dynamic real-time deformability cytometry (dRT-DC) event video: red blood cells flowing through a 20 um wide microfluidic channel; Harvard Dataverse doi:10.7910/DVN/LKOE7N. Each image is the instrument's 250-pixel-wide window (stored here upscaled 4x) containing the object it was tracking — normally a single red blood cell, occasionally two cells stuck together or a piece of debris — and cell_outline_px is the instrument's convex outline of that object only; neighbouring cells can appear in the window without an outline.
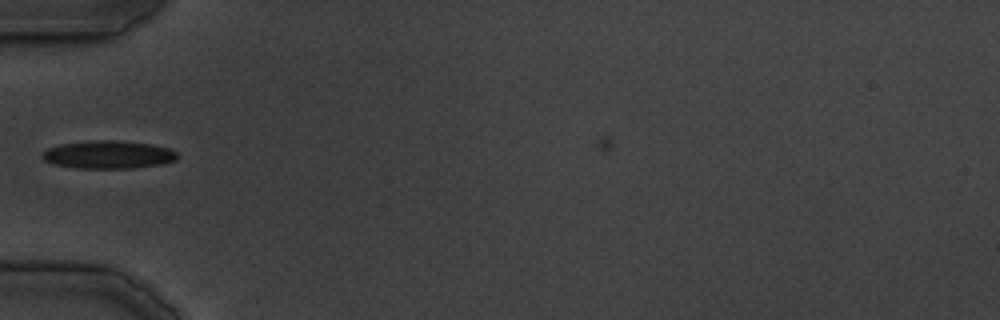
{"species": "common noctule bat (a hibernating species)", "species_latin": "Nyctalus noctula", "temperature_condition": "cold", "stored_images_in_passage": 15, "camera_frame_rate_fps": 3000, "um_per_image_px": 0.085, "animal": {"sex": "male", "body_mass_g": 19.5, "forearm_length_mm": 54.6}, "frame": {"image": 1, "passage_image": 5, "time_ms": 5.333, "image_size_px": [1000, 320], "cell_outline_px": [[180, 156], [176, 160], [164, 164], [132, 168], [76, 168], [52, 164], [44, 160], [40, 156], [48, 148], [60, 144], [88, 140], [112, 140], [148, 144], [168, 148], [176, 152]], "centroid_in_image_um": [9.2, 13.15], "position_along_channel_um": 75.8, "area_um2": 22.08}}
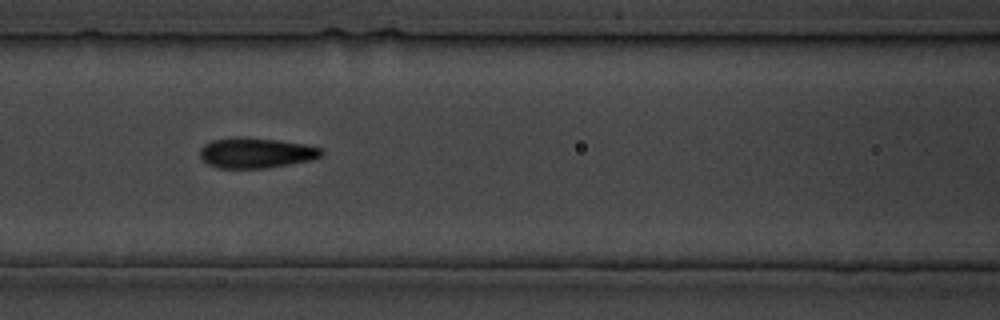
{"frame": {"image": 2, "passage_image": 9, "time_ms": 10.0, "image_size_px": [1000, 320], "cell_outline_px": [[324, 152], [320, 156], [312, 160], [268, 168], [220, 168], [208, 164], [200, 156], [200, 148], [204, 144], [212, 140], [232, 136], [244, 136], [276, 140], [304, 144], [324, 148]], "centroid_in_image_um": [21.76, 12.98], "position_along_channel_um": 144.8, "area_um2": 21.73}}